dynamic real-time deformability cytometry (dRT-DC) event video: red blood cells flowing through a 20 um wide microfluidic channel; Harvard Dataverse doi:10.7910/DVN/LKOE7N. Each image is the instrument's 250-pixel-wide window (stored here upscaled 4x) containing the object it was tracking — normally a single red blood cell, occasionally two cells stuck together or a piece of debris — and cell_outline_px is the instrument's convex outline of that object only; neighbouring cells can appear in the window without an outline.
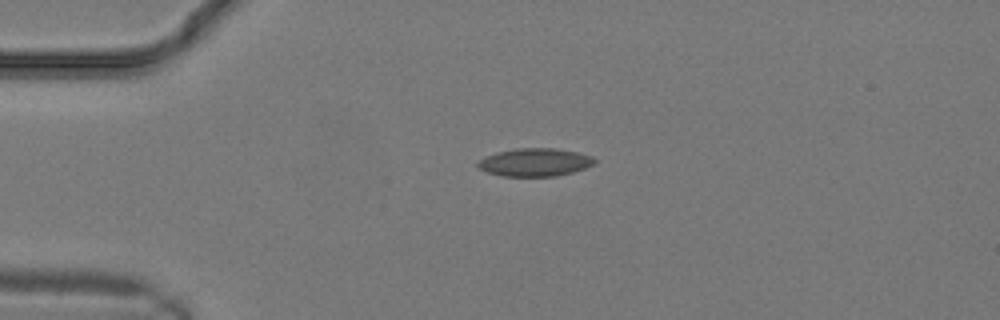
{"species": "common noctule bat (a hibernating species)", "species_latin": "Nyctalus noctula", "temperature_condition": "warm", "stored_images_in_passage": 6, "camera_frame_rate_fps": 3000, "um_per_image_px": 0.085, "animal": {"sex": "male", "body_mass_g": 19.2, "forearm_length_mm": 51.8}, "frame": {"image": 1, "passage_image": 1, "time_ms": 0.0, "image_size_px": [1000, 320], "cell_outline_px": [[596, 160], [592, 164], [584, 168], [572, 172], [556, 176], [500, 176], [488, 172], [480, 168], [476, 164], [476, 160], [496, 152], [516, 148], [552, 148], [576, 152], [592, 156]], "centroid_in_image_um": [45.41, 13.79], "position_along_channel_um": 39.6, "area_um2": 18.96}}
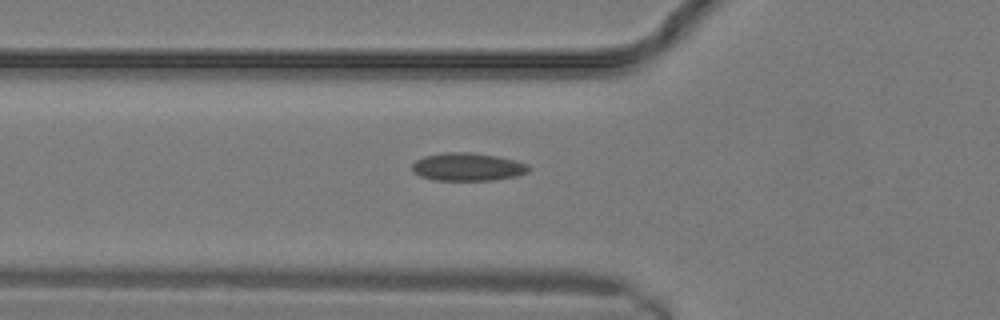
{"frame": {"image": 2, "passage_image": 4, "time_ms": 1.0, "image_size_px": [1000, 320], "cell_outline_px": [[532, 168], [528, 172], [516, 176], [492, 180], [432, 180], [420, 176], [412, 172], [412, 164], [416, 160], [424, 156], [444, 152], [468, 152], [496, 156], [528, 164]], "centroid_in_image_um": [39.72, 14.19], "position_along_channel_um": 86.1, "area_um2": 19.02}}
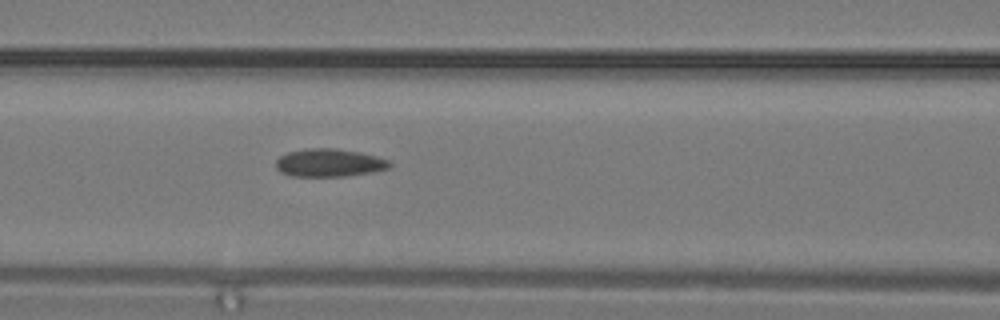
{"frame": {"image": 3, "passage_image": 6, "time_ms": 1.667, "image_size_px": [1000, 320], "cell_outline_px": [[392, 164], [388, 168], [372, 172], [344, 176], [292, 176], [280, 172], [276, 168], [276, 160], [280, 156], [288, 152], [308, 148], [336, 148], [360, 152], [376, 156], [388, 160]], "centroid_in_image_um": [27.97, 13.83], "position_along_channel_um": 138.6, "area_um2": 18.5}}